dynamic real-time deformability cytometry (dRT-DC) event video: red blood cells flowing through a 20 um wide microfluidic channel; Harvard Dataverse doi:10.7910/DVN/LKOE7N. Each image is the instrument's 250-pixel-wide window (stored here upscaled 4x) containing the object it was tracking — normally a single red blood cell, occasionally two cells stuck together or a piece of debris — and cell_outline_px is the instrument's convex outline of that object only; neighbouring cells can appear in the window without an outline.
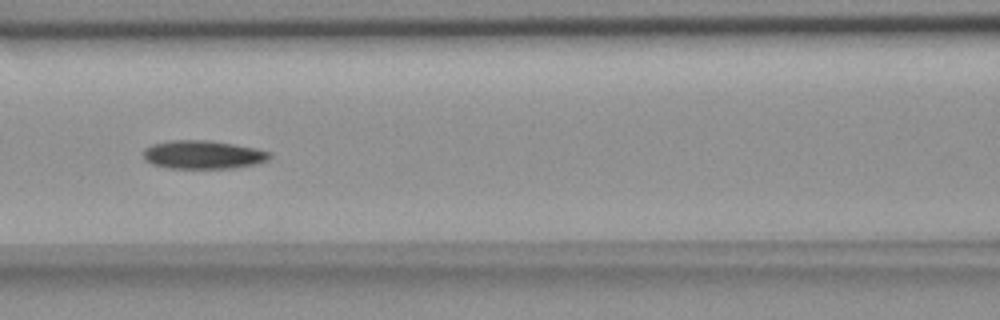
{"species": "common noctule bat (a hibernating species)", "species_latin": "Nyctalus noctula", "temperature_condition": "room temperature", "stored_images_in_passage": 8, "camera_frame_rate_fps": 3000, "um_per_image_px": 0.085, "animal": {"sex": "female", "body_mass_g": 18.4}, "frame": {"image": 1, "passage_image": 6, "time_ms": 5.667, "image_size_px": [1000, 320], "cell_outline_px": [[272, 156], [268, 160], [256, 164], [232, 168], [168, 168], [152, 164], [144, 160], [144, 148], [152, 144], [168, 140], [208, 140], [256, 148], [272, 152]], "centroid_in_image_um": [17.26, 13.14], "position_along_channel_um": 149.3, "area_um2": 21.04}}
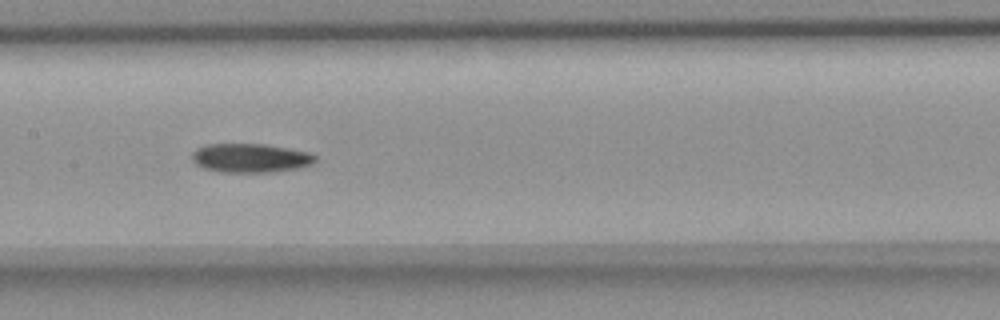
{"frame": {"image": 2, "passage_image": 7, "time_ms": 6.667, "image_size_px": [1000, 320], "cell_outline_px": [[316, 160], [312, 164], [296, 168], [272, 172], [220, 172], [204, 168], [196, 164], [192, 160], [192, 152], [196, 148], [204, 144], [264, 144], [308, 152], [316, 156]], "centroid_in_image_um": [21.24, 13.43], "position_along_channel_um": 186.2, "area_um2": 20.75}}
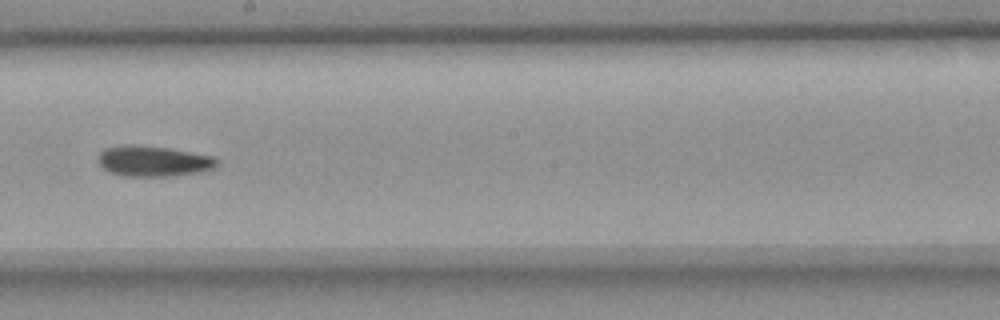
{"frame": {"image": 3, "passage_image": 8, "time_ms": 8.0, "image_size_px": [1000, 320], "cell_outline_px": [[220, 164], [216, 168], [204, 172], [172, 176], [124, 176], [112, 172], [104, 168], [100, 164], [100, 152], [104, 148], [132, 144], [168, 148], [212, 156], [220, 160]], "centroid_in_image_um": [13.14, 13.7], "position_along_channel_um": 235.1, "area_um2": 21.21}}